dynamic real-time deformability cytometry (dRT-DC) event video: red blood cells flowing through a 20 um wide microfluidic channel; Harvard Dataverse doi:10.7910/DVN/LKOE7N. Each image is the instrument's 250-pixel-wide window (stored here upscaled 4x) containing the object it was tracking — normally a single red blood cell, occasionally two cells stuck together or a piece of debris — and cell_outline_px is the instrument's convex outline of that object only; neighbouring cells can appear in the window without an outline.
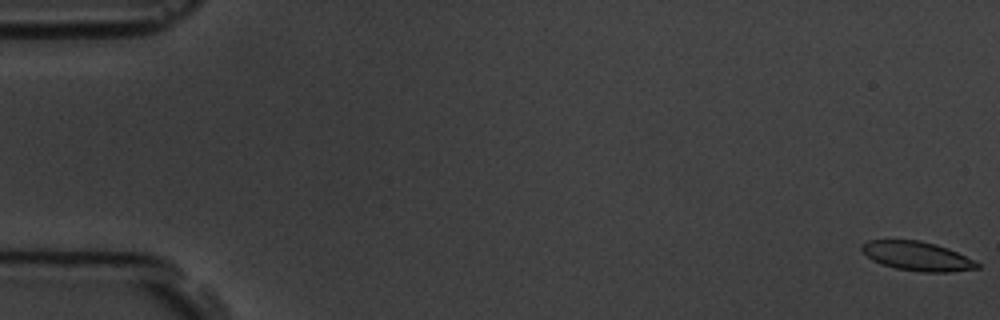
{"species": "common noctule bat (a hibernating species)", "species_latin": "Nyctalus noctula", "temperature_condition": "room temperature", "stored_images_in_passage": 6, "camera_frame_rate_fps": 3000, "um_per_image_px": 0.085, "animal": {"sex": "male", "body_mass_g": 19.5, "forearm_length_mm": 54.6}, "frame": {"image": 1, "passage_image": 1, "time_ms": 0.0, "image_size_px": [1000, 320], "cell_outline_px": [[980, 268], [948, 272], [924, 272], [896, 268], [872, 260], [860, 248], [860, 244], [868, 240], [920, 240], [936, 244], [948, 248], [980, 264]], "centroid_in_image_um": [77.94, 21.76], "position_along_channel_um": 7.1, "area_um2": 19.36}}
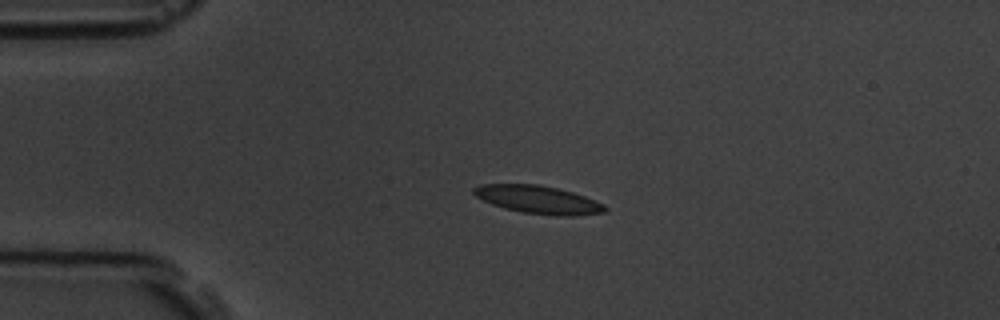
{"frame": {"image": 2, "passage_image": 4, "time_ms": 4.333, "image_size_px": [1000, 320], "cell_outline_px": [[608, 208], [604, 212], [576, 216], [556, 216], [524, 212], [504, 208], [492, 204], [476, 196], [472, 192], [472, 188], [480, 184], [540, 184], [572, 192], [584, 196], [604, 204]], "centroid_in_image_um": [45.75, 16.97], "position_along_channel_um": 39.3, "area_um2": 21.33}}
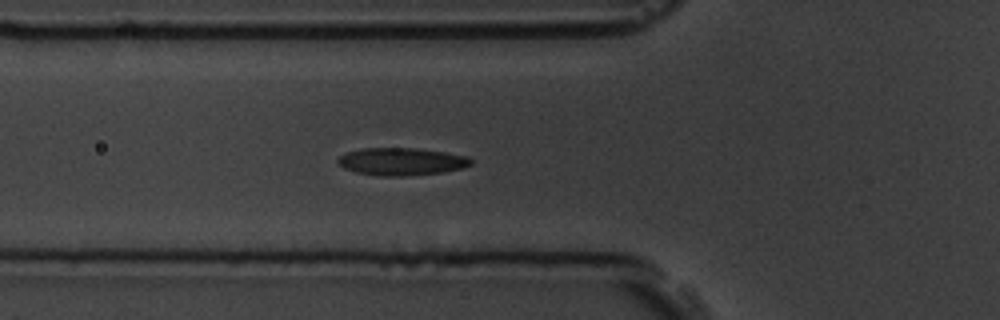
{"frame": {"image": 3, "passage_image": 6, "time_ms": 6.667, "image_size_px": [1000, 320], "cell_outline_px": [[472, 164], [460, 168], [440, 172], [404, 176], [380, 176], [356, 172], [344, 168], [336, 164], [336, 160], [340, 156], [348, 152], [360, 148], [416, 148], [444, 152], [468, 156], [472, 160]], "centroid_in_image_um": [34.08, 13.72], "position_along_channel_um": 91.7, "area_um2": 21.27}}